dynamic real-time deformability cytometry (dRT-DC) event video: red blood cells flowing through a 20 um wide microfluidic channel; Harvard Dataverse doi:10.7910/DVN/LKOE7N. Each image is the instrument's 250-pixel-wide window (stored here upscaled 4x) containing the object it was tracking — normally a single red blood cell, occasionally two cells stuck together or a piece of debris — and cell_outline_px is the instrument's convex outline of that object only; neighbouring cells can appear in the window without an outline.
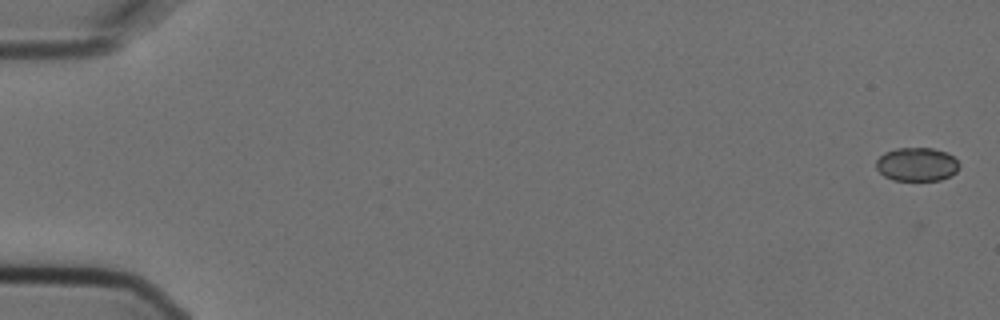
{"species": "Egyptian fruit bat (a non-hibernating species)", "species_latin": "Rousettus aegyptiacus", "temperature_condition": "cold", "stored_images_in_passage": 4, "camera_frame_rate_fps": 3000, "um_per_image_px": 0.085, "animal": {"sex": "female"}, "frame": {"image": 1, "passage_image": 1, "time_ms": 0.0, "image_size_px": [1000, 320], "cell_outline_px": [[960, 168], [956, 172], [940, 180], [892, 180], [884, 176], [876, 168], [876, 160], [884, 152], [896, 148], [932, 148], [948, 152], [960, 164]], "centroid_in_image_um": [77.93, 13.96], "position_along_channel_um": 7.1, "area_um2": 16.36}}
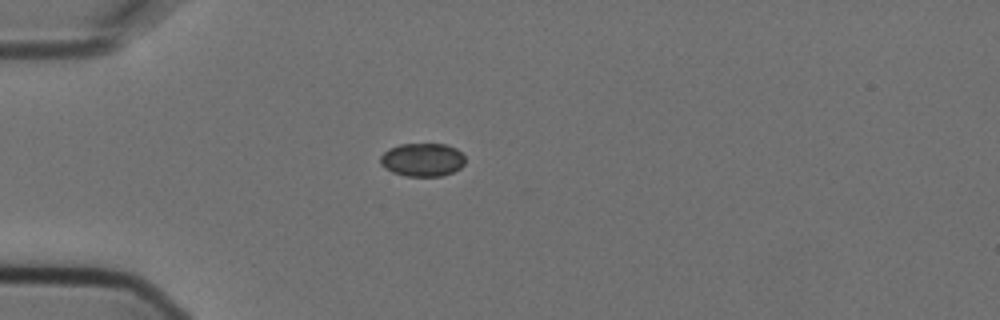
{"frame": {"image": 2, "passage_image": 4, "time_ms": 1.0, "image_size_px": [1000, 320], "cell_outline_px": [[464, 164], [460, 168], [452, 172], [440, 176], [404, 176], [392, 172], [384, 168], [380, 164], [380, 156], [388, 148], [400, 144], [444, 144], [456, 148], [464, 156]], "centroid_in_image_um": [35.87, 13.58], "position_along_channel_um": 49.1, "area_um2": 16.53}}